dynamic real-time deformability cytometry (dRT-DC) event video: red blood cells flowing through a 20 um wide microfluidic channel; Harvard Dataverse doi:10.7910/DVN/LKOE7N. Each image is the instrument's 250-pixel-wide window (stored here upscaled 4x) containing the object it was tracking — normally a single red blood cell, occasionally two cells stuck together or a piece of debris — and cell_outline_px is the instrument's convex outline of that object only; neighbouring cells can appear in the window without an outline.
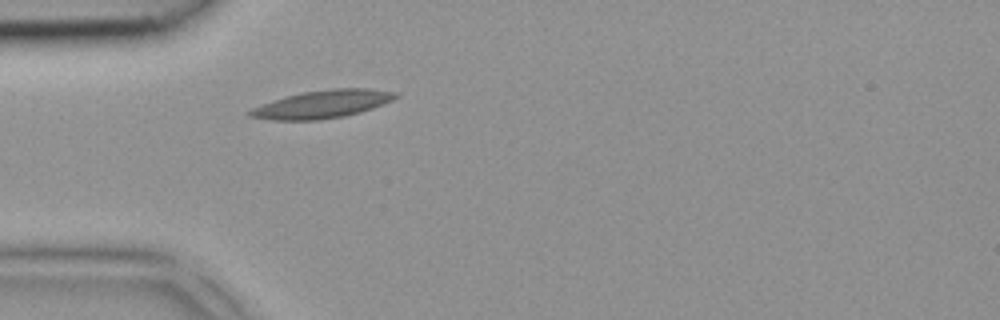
{"species": "common noctule bat (a hibernating species)", "species_latin": "Nyctalus noctula", "temperature_condition": "room temperature", "stored_images_in_passage": 1, "camera_frame_rate_fps": 3000, "um_per_image_px": 0.085, "animal": {"sex": "female", "body_mass_g": 18.4}, "frame": {"image": 1, "passage_image": 1, "time_ms": 0.0, "image_size_px": [1000, 320], "cell_outline_px": [[400, 96], [392, 100], [372, 108], [360, 112], [344, 116], [320, 120], [272, 120], [248, 116], [244, 112], [252, 108], [272, 100], [284, 96], [300, 92], [332, 88], [368, 88], [396, 92]], "centroid_in_image_um": [27.36, 8.85], "position_along_channel_um": 57.6, "area_um2": 23.87}}